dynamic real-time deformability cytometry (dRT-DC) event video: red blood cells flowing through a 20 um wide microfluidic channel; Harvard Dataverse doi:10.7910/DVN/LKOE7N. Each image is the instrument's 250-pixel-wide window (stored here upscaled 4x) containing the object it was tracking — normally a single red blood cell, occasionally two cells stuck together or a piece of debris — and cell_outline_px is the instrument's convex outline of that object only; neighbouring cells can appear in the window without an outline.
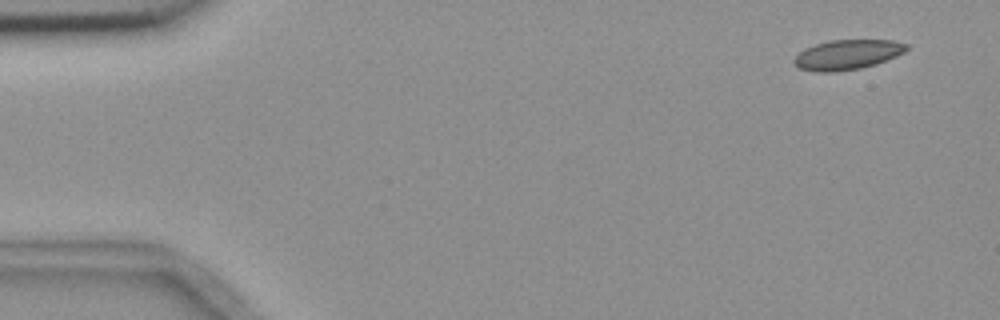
{"species": "common noctule bat (a hibernating species)", "species_latin": "Nyctalus noctula", "temperature_condition": "room temperature", "stored_images_in_passage": 6, "camera_frame_rate_fps": 3000, "um_per_image_px": 0.085, "animal": {"sex": "female", "body_mass_g": 18.4}, "frame": {"image": 1, "passage_image": 2, "time_ms": 1.0, "image_size_px": [1000, 320], "cell_outline_px": [[908, 48], [904, 52], [896, 56], [876, 64], [860, 68], [832, 72], [812, 72], [800, 68], [792, 60], [804, 48], [828, 40], [892, 40], [908, 44]], "centroid_in_image_um": [72.02, 4.64], "position_along_channel_um": 13.0, "area_um2": 19.54}}